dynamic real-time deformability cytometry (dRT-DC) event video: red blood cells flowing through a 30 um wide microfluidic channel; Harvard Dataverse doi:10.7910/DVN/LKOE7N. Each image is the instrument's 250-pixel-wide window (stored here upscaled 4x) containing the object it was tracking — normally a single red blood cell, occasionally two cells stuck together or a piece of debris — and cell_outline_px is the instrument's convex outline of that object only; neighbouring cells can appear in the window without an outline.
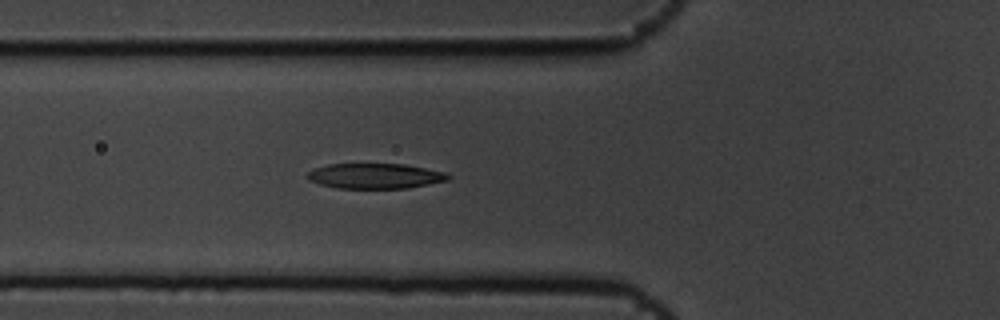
{"species": "common noctule bat (a hibernating species)", "species_latin": "Nyctalus noctula", "temperature_condition": "cold", "stored_images_in_passage": 6, "camera_frame_rate_fps": 3000, "um_per_image_px": 0.085, "animal": {"sex": "male", "body_mass_g": 19.5, "forearm_length_mm": 54.6}, "frame": {"image": 1, "passage_image": 6, "time_ms": 1.667, "image_size_px": [1000, 320], "cell_outline_px": [[452, 176], [448, 180], [408, 188], [336, 188], [320, 184], [308, 180], [308, 172], [316, 168], [328, 164], [404, 164], [444, 172]], "centroid_in_image_um": [31.89, 14.96], "position_along_channel_um": 93.9, "area_um2": 20.52}}